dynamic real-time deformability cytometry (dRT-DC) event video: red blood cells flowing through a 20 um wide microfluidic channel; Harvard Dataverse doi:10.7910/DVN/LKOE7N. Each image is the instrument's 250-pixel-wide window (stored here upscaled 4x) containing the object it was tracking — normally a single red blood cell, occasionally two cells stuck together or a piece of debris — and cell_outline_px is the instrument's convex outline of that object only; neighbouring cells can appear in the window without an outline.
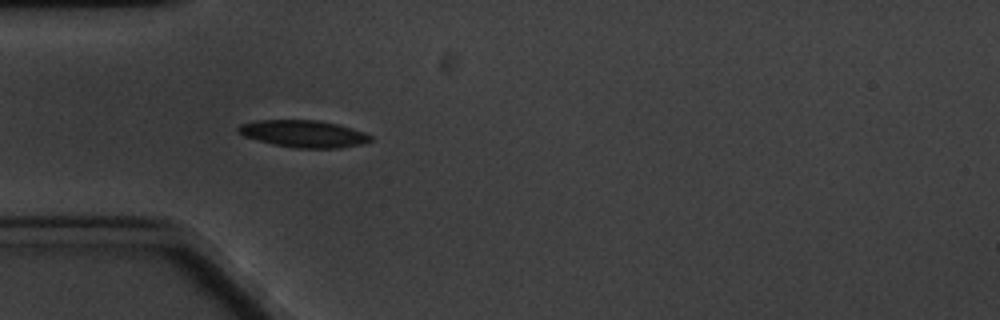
{"species": "common noctule bat (a hibernating species)", "species_latin": "Nyctalus noctula", "temperature_condition": "cold", "stored_images_in_passage": 1, "camera_frame_rate_fps": 3000, "um_per_image_px": 0.085, "animal": {"sex": "male", "body_mass_g": 20.1, "forearm_length_mm": 53.5}, "frame": {"image": 1, "passage_image": 1, "time_ms": 0.0, "image_size_px": [1000, 320], "cell_outline_px": [[372, 140], [360, 144], [340, 148], [296, 148], [276, 144], [244, 136], [236, 132], [236, 128], [240, 124], [256, 120], [316, 120], [336, 124], [352, 128], [364, 132], [372, 136]], "centroid_in_image_um": [25.79, 11.36], "position_along_channel_um": 59.2, "area_um2": 20.69}}